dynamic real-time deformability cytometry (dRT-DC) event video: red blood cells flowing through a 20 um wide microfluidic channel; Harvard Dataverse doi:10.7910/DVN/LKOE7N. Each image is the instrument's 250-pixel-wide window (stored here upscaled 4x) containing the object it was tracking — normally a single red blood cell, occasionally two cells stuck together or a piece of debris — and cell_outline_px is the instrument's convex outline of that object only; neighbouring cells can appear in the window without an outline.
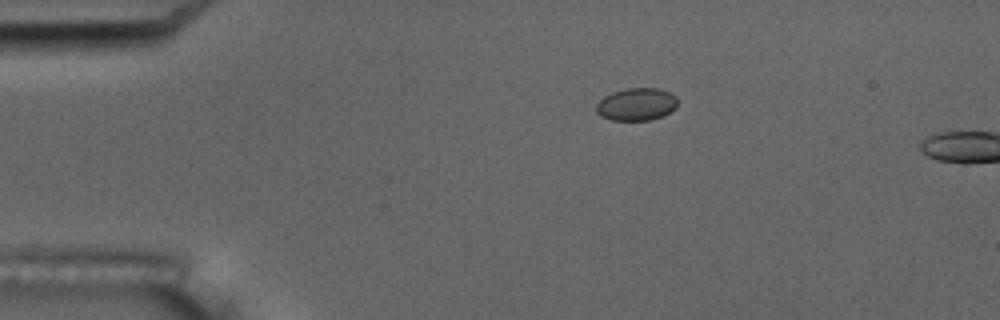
{"species": "common noctule bat (a hibernating species)", "species_latin": "Nyctalus noctula", "temperature_condition": "room temperature", "stored_images_in_passage": 5, "camera_frame_rate_fps": 3000, "um_per_image_px": 0.085, "animal": {"sex": "male", "body_mass_g": 17.5, "forearm_length_mm": 52.3}, "frame": {"image": 1, "passage_image": 4, "time_ms": 3.333, "image_size_px": [1000, 320], "cell_outline_px": [[676, 108], [664, 116], [652, 120], [612, 120], [600, 116], [596, 112], [596, 104], [604, 96], [612, 92], [628, 88], [656, 88], [668, 92], [676, 96]], "centroid_in_image_um": [54.09, 8.87], "position_along_channel_um": 30.9, "area_um2": 15.49}}